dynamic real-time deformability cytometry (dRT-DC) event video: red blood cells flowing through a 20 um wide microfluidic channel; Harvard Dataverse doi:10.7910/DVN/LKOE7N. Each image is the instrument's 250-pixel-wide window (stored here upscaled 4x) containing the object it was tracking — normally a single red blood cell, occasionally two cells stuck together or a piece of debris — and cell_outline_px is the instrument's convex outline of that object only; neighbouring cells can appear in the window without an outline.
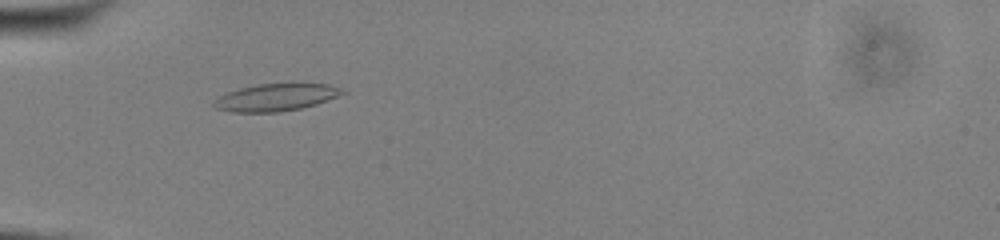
{"species": "common noctule bat (a hibernating species)", "species_latin": "Nyctalus noctula", "temperature_condition": "cold", "stored_images_in_passage": 47, "camera_frame_rate_fps": 3000, "um_per_image_px": 0.085, "animal": {"sex": "male", "body_mass_g": 13.0, "forearm_length_mm": 53.1}, "frame": {"image": 1, "passage_image": 12, "time_ms": 3.667, "image_size_px": [1000, 240], "cell_outline_px": [[348, 92], [316, 104], [300, 108], [280, 112], [232, 112], [212, 108], [212, 104], [220, 96], [228, 92], [240, 88], [256, 84], [328, 84], [340, 88]], "centroid_in_image_um": [23.42, 8.28], "position_along_channel_um": 61.6, "area_um2": 20.23}}
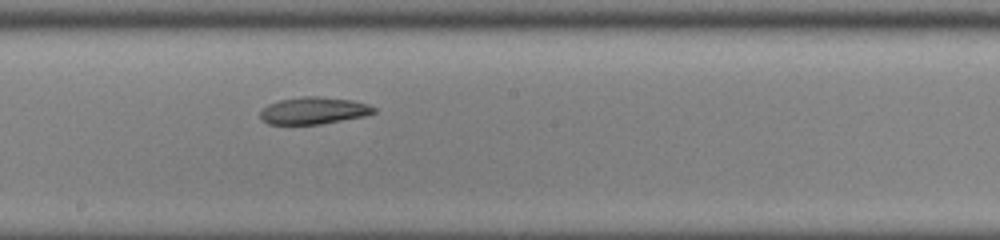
{"frame": {"image": 2, "passage_image": 25, "time_ms": 8.0, "image_size_px": [1000, 240], "cell_outline_px": [[376, 112], [364, 116], [320, 124], [268, 124], [260, 116], [260, 112], [268, 104], [280, 100], [304, 96], [316, 96], [352, 100], [368, 104], [376, 108]], "centroid_in_image_um": [26.68, 9.4], "position_along_channel_um": 221.5, "area_um2": 17.74}}
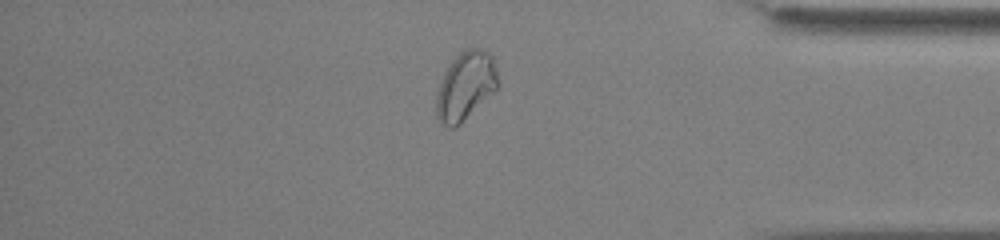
{"frame": {"image": 3, "passage_image": 40, "time_ms": 13.0, "image_size_px": [1000, 240], "cell_outline_px": [[496, 92], [460, 124], [452, 128], [448, 128], [436, 116], [436, 92], [444, 72], [452, 60], [460, 52], [468, 48], [480, 48], [488, 52], [492, 56], [496, 68]], "centroid_in_image_um": [39.56, 7.32], "position_along_channel_um": 395.6, "area_um2": 24.57}, "authors_computed_cell_mechanics": {"area_um2": 20.4034, "velocity_mm_per_s": 3.8775, "shape_relaxation_time_tau1_ms": null, "shape_relaxation_time_tau2_ms": 5.9178, "deformation_change_tau1": null, "deformation_change_tau2": 0.1055}}